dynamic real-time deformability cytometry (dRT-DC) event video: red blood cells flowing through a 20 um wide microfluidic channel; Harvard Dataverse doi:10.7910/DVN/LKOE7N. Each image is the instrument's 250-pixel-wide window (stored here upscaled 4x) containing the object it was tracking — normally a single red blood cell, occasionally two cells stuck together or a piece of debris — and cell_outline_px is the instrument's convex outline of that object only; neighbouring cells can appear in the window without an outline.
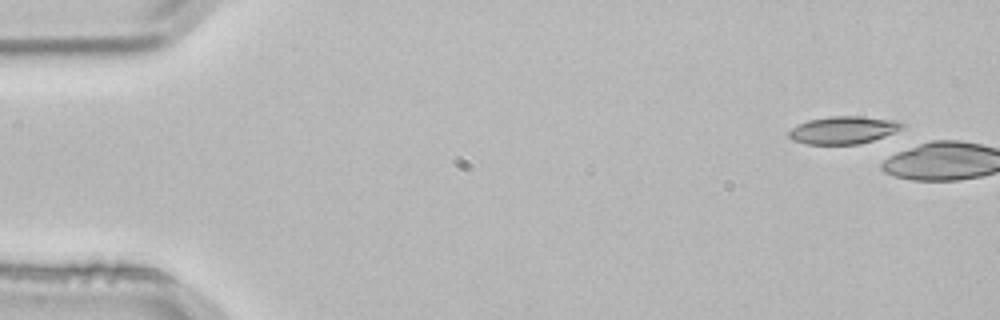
{"species": "common noctule bat (a hibernating species)", "species_latin": "Nyctalus noctula", "temperature_condition": "room temperature", "stored_images_in_passage": 4, "camera_frame_rate_fps": 3000, "um_per_image_px": 0.085, "animal": {"sex": "male", "body_mass_g": 21.5, "forearm_length_mm": 52.0}, "frame": {"image": 1, "passage_image": 1, "time_ms": 0.0, "image_size_px": [1000, 320], "cell_outline_px": [[904, 128], [884, 136], [860, 144], [804, 144], [792, 140], [788, 136], [788, 132], [792, 128], [808, 120], [828, 116], [860, 116], [896, 120], [904, 124]], "centroid_in_image_um": [71.67, 11.05], "position_along_channel_um": 13.3, "area_um2": 18.21}}